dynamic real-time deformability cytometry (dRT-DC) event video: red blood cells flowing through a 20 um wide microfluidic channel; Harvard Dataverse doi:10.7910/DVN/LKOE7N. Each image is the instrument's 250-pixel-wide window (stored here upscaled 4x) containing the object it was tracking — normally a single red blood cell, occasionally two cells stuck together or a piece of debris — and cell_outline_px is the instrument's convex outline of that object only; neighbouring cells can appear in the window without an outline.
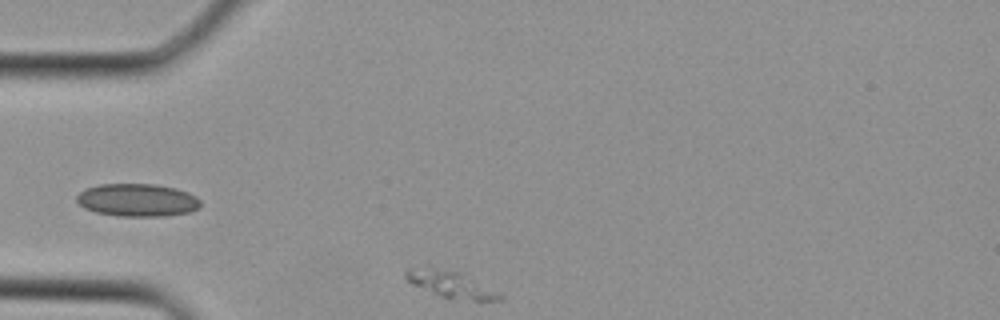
{"species": "Egyptian fruit bat (a non-hibernating species)", "species_latin": "Rousettus aegyptiacus", "temperature_condition": "cold", "stored_images_in_passage": 8, "segment_of_instrument_passage": [2, 2], "camera_frame_rate_fps": 3000, "um_per_image_px": 0.085, "animal": {"sex": "female"}, "frame": {"image": 1, "passage_image": 8, "time_ms": 2.333, "image_size_px": [1000, 320], "cell_outline_px": [[504, 300], [472, 300], [440, 296], [412, 284], [404, 276], [404, 272], [408, 268], [412, 268], [460, 272], [504, 296]], "centroid_in_image_um": [38.32, 24.2], "position_along_channel_um": 46.7, "area_um2": 13.64}}